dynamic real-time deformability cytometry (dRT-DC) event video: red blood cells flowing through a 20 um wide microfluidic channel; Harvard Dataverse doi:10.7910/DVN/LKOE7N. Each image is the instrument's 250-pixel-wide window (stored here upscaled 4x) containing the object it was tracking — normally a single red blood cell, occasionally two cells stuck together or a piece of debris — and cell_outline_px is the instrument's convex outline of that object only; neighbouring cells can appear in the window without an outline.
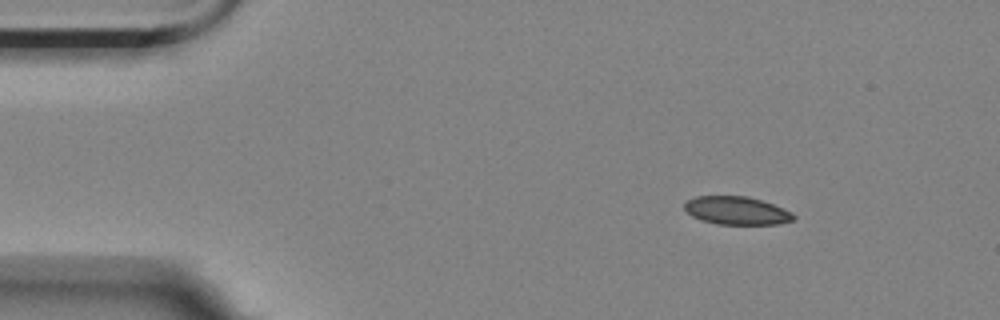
{"species": "Egyptian fruit bat (a non-hibernating species)", "species_latin": "Rousettus aegyptiacus", "temperature_condition": "room temperature", "stored_images_in_passage": 9, "camera_frame_rate_fps": 3000, "um_per_image_px": 0.085, "animal": {"sex": "female"}, "frame": {"image": 1, "passage_image": 3, "time_ms": 0.667, "image_size_px": [1000, 320], "cell_outline_px": [[796, 216], [792, 220], [776, 224], [716, 224], [700, 220], [692, 216], [684, 208], [684, 204], [688, 200], [696, 196], [748, 196], [784, 208], [792, 212]], "centroid_in_image_um": [62.6, 17.9], "position_along_channel_um": 22.4, "area_um2": 17.8}}
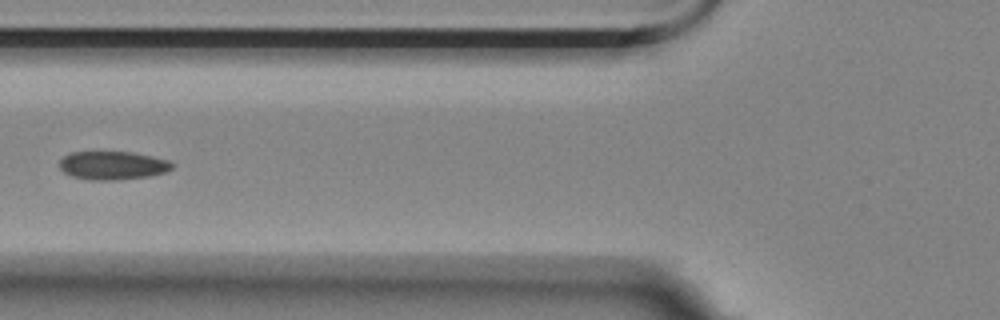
{"frame": {"image": 2, "passage_image": 7, "time_ms": 2.0, "image_size_px": [1000, 320], "cell_outline_px": [[172, 168], [164, 172], [148, 176], [116, 180], [88, 180], [72, 176], [64, 172], [60, 168], [60, 160], [68, 152], [132, 152], [152, 156], [168, 160], [172, 164]], "centroid_in_image_um": [9.54, 14.06], "position_along_channel_um": 116.3, "area_um2": 18.55}}
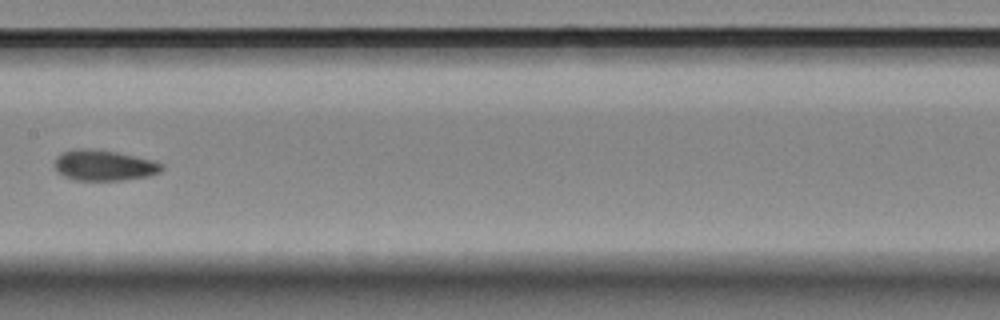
{"frame": {"image": 3, "passage_image": 9, "time_ms": 2.667, "image_size_px": [1000, 320], "cell_outline_px": [[164, 168], [160, 172], [148, 176], [124, 180], [76, 180], [64, 176], [56, 172], [52, 164], [56, 156], [60, 152], [76, 148], [96, 148], [116, 152], [152, 160], [164, 164]], "centroid_in_image_um": [8.78, 14.04], "position_along_channel_um": 198.6, "area_um2": 19.54}}